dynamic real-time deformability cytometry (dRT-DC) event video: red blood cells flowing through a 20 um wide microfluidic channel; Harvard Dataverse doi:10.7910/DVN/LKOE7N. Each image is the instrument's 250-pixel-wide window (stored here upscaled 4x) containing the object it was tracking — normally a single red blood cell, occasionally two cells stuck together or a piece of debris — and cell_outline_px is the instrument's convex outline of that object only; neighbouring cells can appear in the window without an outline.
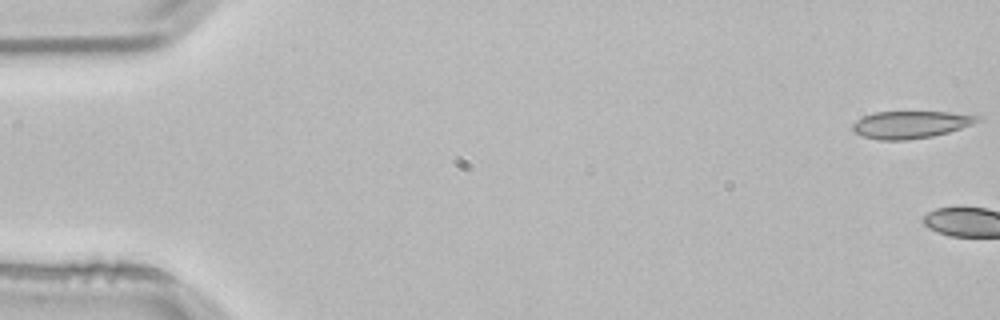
{"species": "common noctule bat (a hibernating species)", "species_latin": "Nyctalus noctula", "temperature_condition": "room temperature", "stored_images_in_passage": 5, "camera_frame_rate_fps": 3000, "um_per_image_px": 0.085, "animal": {"sex": "male", "body_mass_g": 21.5, "forearm_length_mm": 52.0}, "frame": {"image": 1, "passage_image": 1, "time_ms": 0.0, "image_size_px": [1000, 320], "cell_outline_px": [[984, 120], [948, 132], [932, 136], [908, 140], [876, 140], [860, 136], [852, 132], [852, 124], [856, 120], [864, 116], [876, 112], [948, 112], [980, 116]], "centroid_in_image_um": [77.37, 10.6], "position_along_channel_um": 7.6, "area_um2": 20.0}}